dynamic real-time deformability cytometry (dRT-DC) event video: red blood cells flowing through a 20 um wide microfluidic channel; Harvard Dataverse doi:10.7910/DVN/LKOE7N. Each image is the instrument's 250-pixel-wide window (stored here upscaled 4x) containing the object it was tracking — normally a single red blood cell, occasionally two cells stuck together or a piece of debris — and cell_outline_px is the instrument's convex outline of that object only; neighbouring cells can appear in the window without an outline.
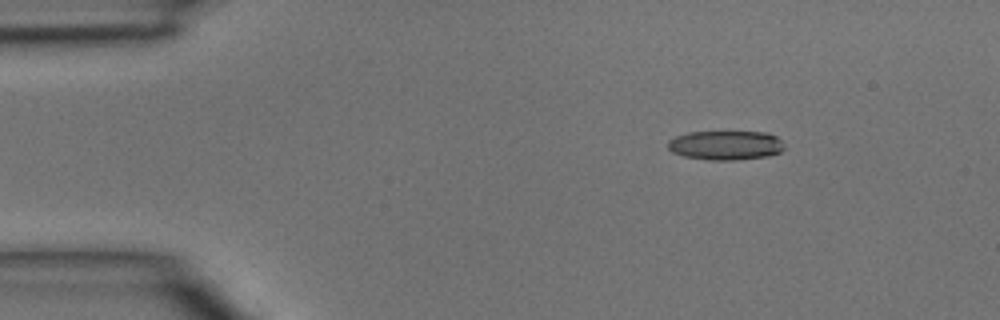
{"species": "common noctule bat (a hibernating species)", "species_latin": "Nyctalus noctula", "temperature_condition": "room temperature", "stored_images_in_passage": 2, "camera_frame_rate_fps": 3000, "um_per_image_px": 0.085, "animal": {"sex": "male", "body_mass_g": 15.6}, "frame": {"image": 1, "passage_image": 1, "time_ms": 0.0, "image_size_px": [1000, 320], "cell_outline_px": [[784, 148], [780, 152], [768, 156], [736, 160], [708, 160], [684, 156], [672, 152], [668, 148], [668, 140], [676, 136], [688, 132], [764, 132], [776, 136], [784, 144]], "centroid_in_image_um": [61.67, 12.35], "position_along_channel_um": 23.3, "area_um2": 19.88}}